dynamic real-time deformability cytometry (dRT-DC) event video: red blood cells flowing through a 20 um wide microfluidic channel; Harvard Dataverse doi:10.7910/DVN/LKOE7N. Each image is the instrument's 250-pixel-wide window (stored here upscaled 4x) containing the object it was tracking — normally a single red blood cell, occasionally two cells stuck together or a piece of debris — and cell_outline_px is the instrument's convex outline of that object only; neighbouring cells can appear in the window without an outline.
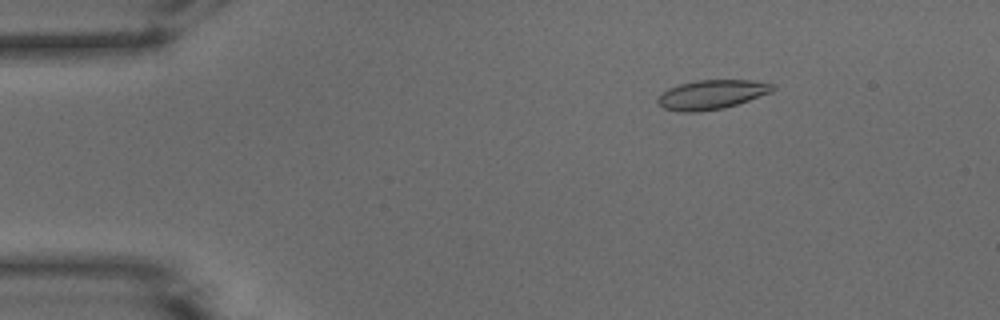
{"species": "common noctule bat (a hibernating species)", "species_latin": "Nyctalus noctula", "temperature_condition": "warm", "stored_images_in_passage": 45, "camera_frame_rate_fps": 3000, "um_per_image_px": 0.085, "animal": {"sex": "male", "body_mass_g": 15.6}, "frame": {"image": 1, "passage_image": 1, "time_ms": 0.0, "image_size_px": [1000, 320], "cell_outline_px": [[776, 88], [772, 92], [724, 108], [700, 112], [680, 112], [664, 108], [656, 104], [656, 100], [668, 88], [680, 84], [696, 80], [752, 80], [776, 84]], "centroid_in_image_um": [60.5, 8.04], "position_along_channel_um": 24.5, "area_um2": 19.71}}
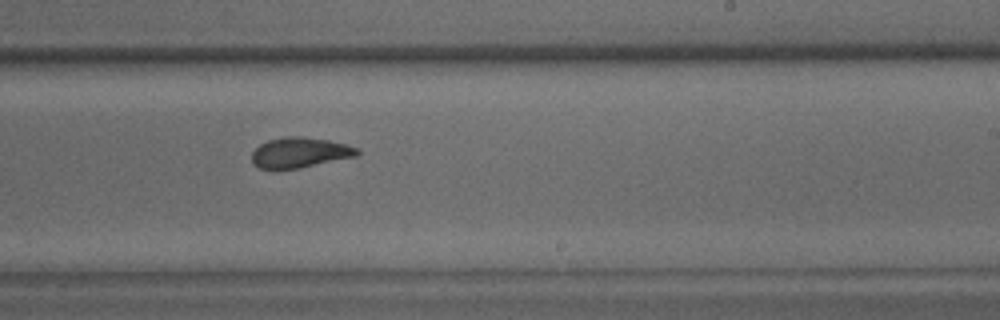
{"frame": {"image": 2, "passage_image": 25, "time_ms": 8.0, "image_size_px": [1000, 320], "cell_outline_px": [[360, 152], [356, 156], [300, 168], [272, 172], [260, 168], [252, 164], [252, 152], [260, 144], [268, 140], [284, 136], [300, 136], [328, 140], [360, 148]], "centroid_in_image_um": [25.43, 13.0], "position_along_channel_um": 263.6, "area_um2": 19.07}}
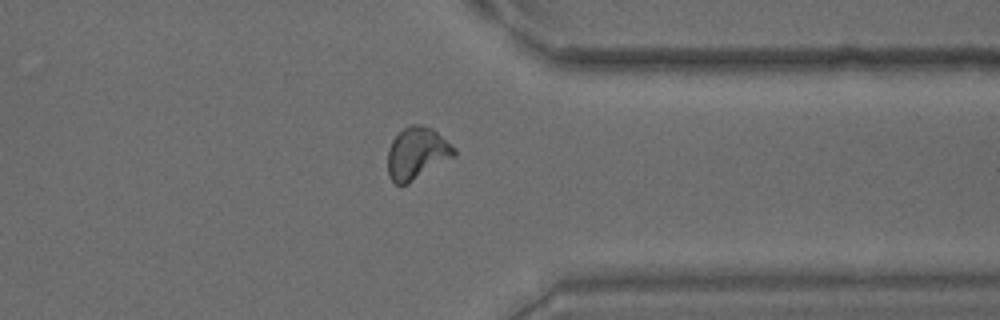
{"frame": {"image": 3, "passage_image": 34, "time_ms": 11.0, "image_size_px": [1000, 320], "cell_outline_px": [[456, 156], [408, 184], [396, 184], [388, 176], [388, 148], [392, 140], [404, 128], [412, 124], [420, 124], [432, 128], [456, 148]], "centroid_in_image_um": [35.45, 13.04], "position_along_channel_um": 375.9, "area_um2": 20.23}, "authors_computed_cell_mechanics": {"area_um2": 19.4786, "velocity_mm_per_s": 3.8869, "shape_relaxation_time_tau1_ms": 7.7195, "shape_relaxation_time_tau2_ms": 1.8748, "deformation_change_tau1": 0.2098, "deformation_change_tau2": 0.0808}}